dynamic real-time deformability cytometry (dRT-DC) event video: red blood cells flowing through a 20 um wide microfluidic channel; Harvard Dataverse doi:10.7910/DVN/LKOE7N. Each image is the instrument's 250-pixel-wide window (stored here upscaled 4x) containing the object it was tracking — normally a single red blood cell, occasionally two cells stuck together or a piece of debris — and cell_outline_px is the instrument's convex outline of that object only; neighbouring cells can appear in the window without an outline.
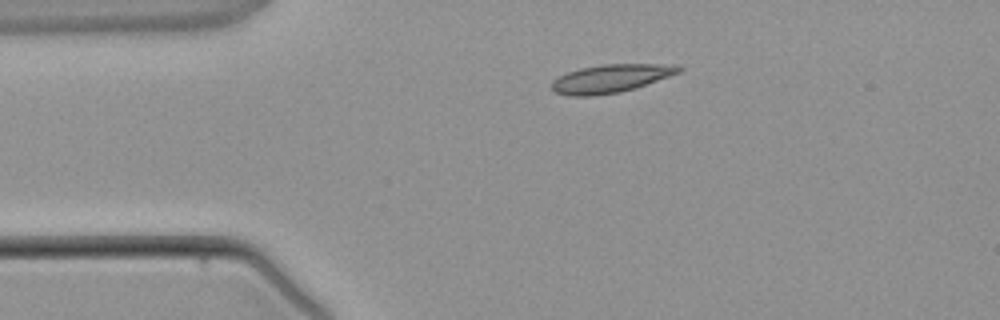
{"species": "common noctule bat (a hibernating species)", "species_latin": "Nyctalus noctula", "temperature_condition": "warm", "stored_images_in_passage": 2, "camera_frame_rate_fps": 3000, "um_per_image_px": 0.085, "animal": {"sex": "male", "body_mass_g": 21.5, "forearm_length_mm": 52.0}, "frame": {"image": 1, "passage_image": 1, "time_ms": 0.0, "image_size_px": [1000, 320], "cell_outline_px": [[684, 68], [680, 72], [620, 92], [592, 96], [568, 96], [556, 92], [552, 88], [552, 80], [568, 72], [580, 68], [604, 64], [676, 64]], "centroid_in_image_um": [51.9, 6.66], "position_along_channel_um": 33.1, "area_um2": 20.58}}